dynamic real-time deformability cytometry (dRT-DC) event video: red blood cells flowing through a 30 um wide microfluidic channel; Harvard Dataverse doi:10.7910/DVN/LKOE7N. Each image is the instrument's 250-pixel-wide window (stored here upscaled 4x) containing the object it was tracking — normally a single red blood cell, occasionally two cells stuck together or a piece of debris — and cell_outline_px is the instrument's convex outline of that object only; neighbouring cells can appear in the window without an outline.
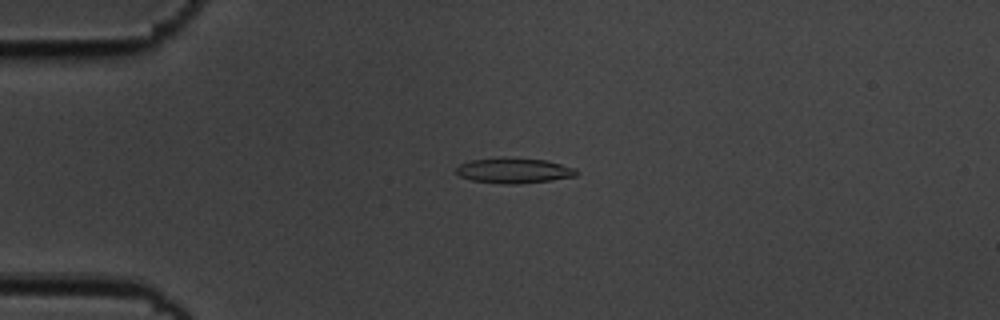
{"species": "common noctule bat (a hibernating species)", "species_latin": "Nyctalus noctula", "temperature_condition": "cold", "stored_images_in_passage": 4, "camera_frame_rate_fps": 3000, "um_per_image_px": 0.085, "animal": {"sex": "male", "body_mass_g": 19.5, "forearm_length_mm": 54.6}, "frame": {"image": 1, "passage_image": 3, "time_ms": 0.667, "image_size_px": [1000, 320], "cell_outline_px": [[580, 172], [576, 176], [552, 180], [520, 184], [504, 184], [472, 180], [460, 176], [456, 172], [456, 168], [460, 164], [472, 160], [500, 156], [544, 160], [576, 168]], "centroid_in_image_um": [43.69, 14.49], "position_along_channel_um": 41.3, "area_um2": 17.92}}